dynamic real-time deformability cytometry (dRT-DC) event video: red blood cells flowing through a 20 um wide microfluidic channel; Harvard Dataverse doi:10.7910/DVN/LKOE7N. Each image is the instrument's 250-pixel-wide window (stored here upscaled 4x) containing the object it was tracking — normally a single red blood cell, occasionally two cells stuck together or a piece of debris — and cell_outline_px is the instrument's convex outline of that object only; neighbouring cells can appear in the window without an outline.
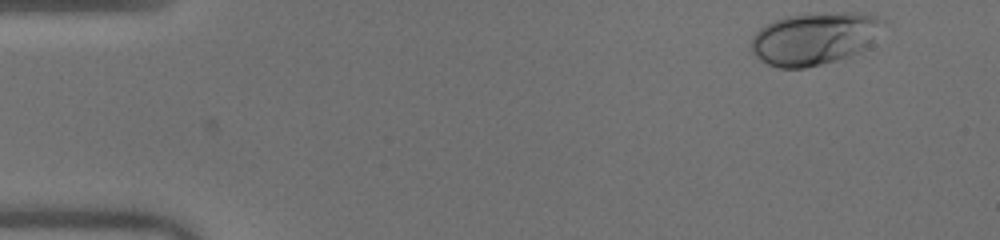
{"species": "human", "species_latin": "Homo sapiens", "temperature_condition": "warm", "stored_images_in_passage": 39, "camera_frame_rate_fps": 3000, "um_per_image_px": 0.085, "donor": {"sex": "male"}, "frame": {"image": 1, "passage_image": 1, "time_ms": 0.0, "image_size_px": [1000, 240], "cell_outline_px": [[888, 24], [860, 52], [848, 56], [820, 64], [804, 68], [780, 68], [768, 64], [760, 60], [752, 52], [752, 36], [760, 28], [772, 20], [788, 16], [820, 12], [860, 12], [876, 16], [888, 20]], "centroid_in_image_um": [69.26, 3.24], "position_along_channel_um": 15.7, "area_um2": 40.58}}
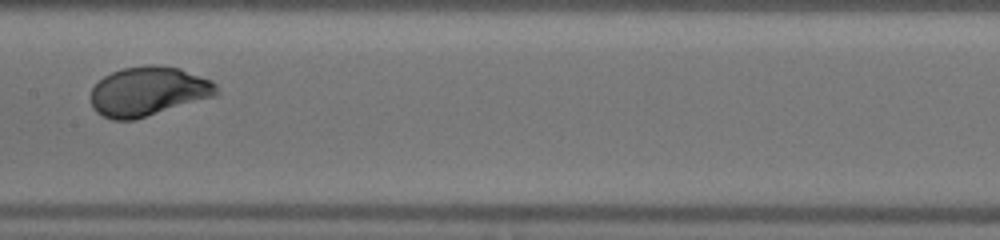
{"frame": {"image": 2, "passage_image": 23, "time_ms": 7.333, "image_size_px": [1000, 240], "cell_outline_px": [[220, 92], [216, 96], [132, 120], [112, 120], [96, 112], [92, 108], [92, 88], [104, 76], [112, 72], [124, 68], [144, 64], [152, 64], [180, 68], [212, 80], [216, 84]], "centroid_in_image_um": [12.63, 7.75], "position_along_channel_um": 194.8, "area_um2": 36.13}}
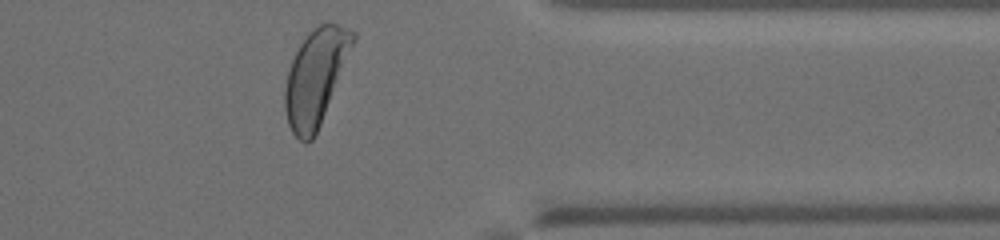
{"frame": {"image": 3, "passage_image": 38, "time_ms": 12.333, "image_size_px": [1000, 240], "cell_outline_px": [[356, 36], [320, 124], [312, 140], [308, 144], [304, 144], [292, 132], [288, 124], [284, 108], [284, 88], [288, 68], [300, 44], [308, 32], [320, 24], [336, 24], [348, 28], [356, 32]], "centroid_in_image_um": [26.78, 6.57], "position_along_channel_um": 384.6, "area_um2": 37.22}, "authors_computed_cell_mechanics": {"area_um2": 35.7782, "velocity_mm_per_s": 4.0363, "shape_relaxation_time_tau1_ms": 2.5951, "shape_relaxation_time_tau2_ms": null, "deformation_change_tau1": 0.185, "deformation_change_tau2": null}}